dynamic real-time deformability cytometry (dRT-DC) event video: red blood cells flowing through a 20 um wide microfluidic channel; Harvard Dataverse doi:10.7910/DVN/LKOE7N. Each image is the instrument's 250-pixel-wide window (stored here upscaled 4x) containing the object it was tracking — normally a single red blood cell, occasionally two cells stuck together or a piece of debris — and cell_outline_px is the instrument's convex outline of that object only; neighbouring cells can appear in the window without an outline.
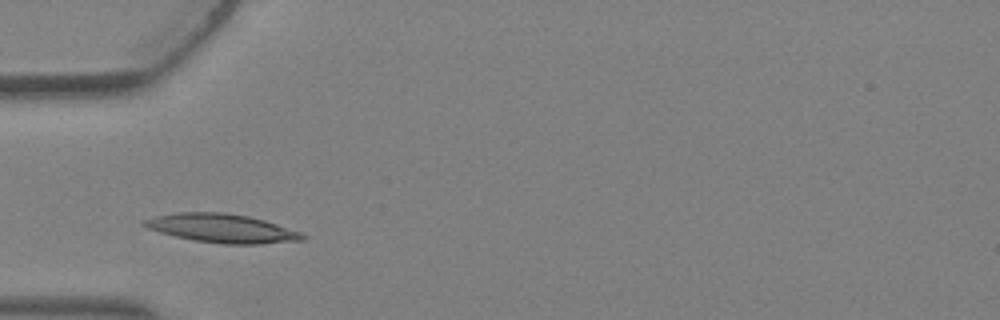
{"species": "Egyptian fruit bat (a non-hibernating species)", "species_latin": "Rousettus aegyptiacus", "temperature_condition": "warm", "stored_images_in_passage": 2, "camera_frame_rate_fps": 3000, "um_per_image_px": 0.085, "animal": {"sex": "female"}, "frame": {"image": 1, "passage_image": 2, "time_ms": 0.333, "image_size_px": [1000, 320], "cell_outline_px": [[308, 236], [304, 240], [260, 244], [224, 244], [192, 240], [160, 232], [148, 228], [140, 224], [144, 220], [156, 216], [176, 212], [224, 212], [248, 216], [264, 220], [300, 232]], "centroid_in_image_um": [18.87, 19.4], "position_along_channel_um": 66.1, "area_um2": 26.41}}